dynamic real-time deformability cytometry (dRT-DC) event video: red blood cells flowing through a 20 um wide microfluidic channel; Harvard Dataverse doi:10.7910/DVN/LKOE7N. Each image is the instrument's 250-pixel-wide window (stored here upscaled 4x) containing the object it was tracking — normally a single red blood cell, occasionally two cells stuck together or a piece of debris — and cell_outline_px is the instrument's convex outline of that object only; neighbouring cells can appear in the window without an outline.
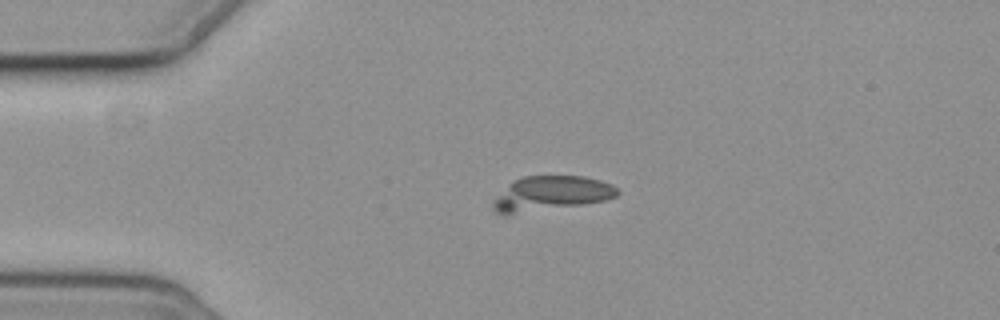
{"species": "common noctule bat (a hibernating species)", "species_latin": "Nyctalus noctula", "temperature_condition": "cold", "stored_images_in_passage": 4, "camera_frame_rate_fps": 3000, "um_per_image_px": 0.085, "animal": {"sex": "female", "body_mass_g": 19.3, "forearm_length_mm": 54.1}, "frame": {"image": 1, "passage_image": 3, "time_ms": 2.333, "image_size_px": [1000, 320], "cell_outline_px": [[620, 192], [616, 196], [608, 200], [508, 216], [504, 216], [496, 212], [492, 208], [492, 204], [512, 180], [524, 176], [584, 176], [600, 180], [612, 184]], "centroid_in_image_um": [46.83, 16.47], "position_along_channel_um": 38.2, "area_um2": 25.32}}